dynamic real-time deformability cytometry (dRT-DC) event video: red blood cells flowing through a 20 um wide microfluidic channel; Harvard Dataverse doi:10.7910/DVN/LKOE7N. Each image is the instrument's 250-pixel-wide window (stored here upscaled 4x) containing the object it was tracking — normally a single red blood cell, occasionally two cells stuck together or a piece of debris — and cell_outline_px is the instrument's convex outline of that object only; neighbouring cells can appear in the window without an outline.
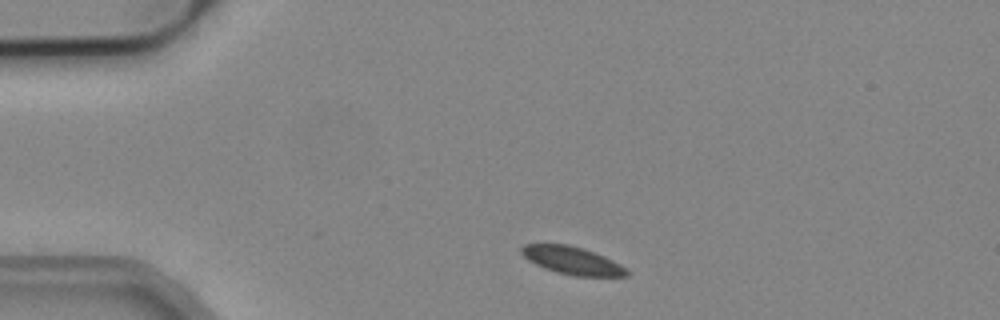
{"species": "common noctule bat (a hibernating species)", "species_latin": "Nyctalus noctula", "temperature_condition": "cold", "stored_images_in_passage": 2, "camera_frame_rate_fps": 3000, "um_per_image_px": 0.085, "animal": {"sex": "male", "body_mass_g": 19.2, "forearm_length_mm": 51.8}, "frame": {"image": 1, "passage_image": 1, "time_ms": 0.0, "image_size_px": [1000, 320], "cell_outline_px": [[628, 276], [576, 276], [556, 272], [544, 268], [528, 260], [520, 252], [520, 248], [524, 244], [568, 244], [604, 256], [620, 264], [628, 272]], "centroid_in_image_um": [48.6, 22.14], "position_along_channel_um": 36.4, "area_um2": 16.76}}